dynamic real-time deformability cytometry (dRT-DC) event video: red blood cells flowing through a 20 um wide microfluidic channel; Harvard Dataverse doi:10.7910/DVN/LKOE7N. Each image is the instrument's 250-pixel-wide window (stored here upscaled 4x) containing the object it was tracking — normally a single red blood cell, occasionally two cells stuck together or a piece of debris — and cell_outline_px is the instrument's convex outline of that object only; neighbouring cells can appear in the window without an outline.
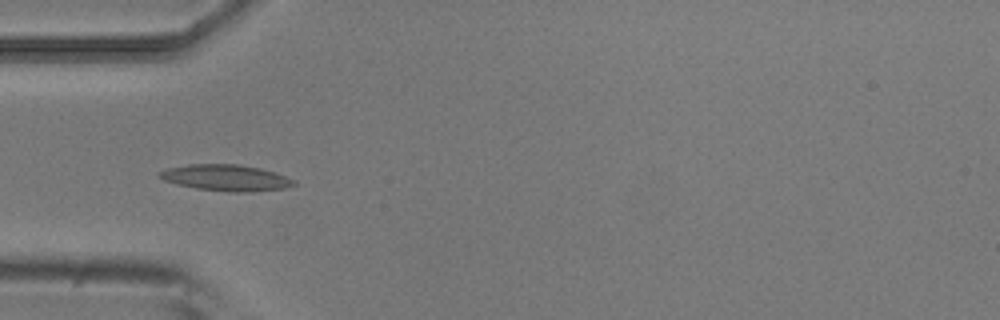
{"species": "common noctule bat (a hibernating species)", "species_latin": "Nyctalus noctula", "temperature_condition": "room temperature", "stored_images_in_passage": 11, "camera_frame_rate_fps": 3000, "um_per_image_px": 0.085, "animal": {"sex": "male", "body_mass_g": 20.5, "forearm_length_mm": 52.5}, "frame": {"image": 1, "passage_image": 1, "time_ms": 0.0, "image_size_px": [1000, 320], "cell_outline_px": [[296, 184], [284, 188], [252, 192], [232, 192], [196, 188], [176, 184], [164, 180], [156, 176], [156, 172], [168, 168], [188, 164], [240, 164], [260, 168], [296, 180]], "centroid_in_image_um": [19.16, 15.1], "position_along_channel_um": 65.8, "area_um2": 20.58}}
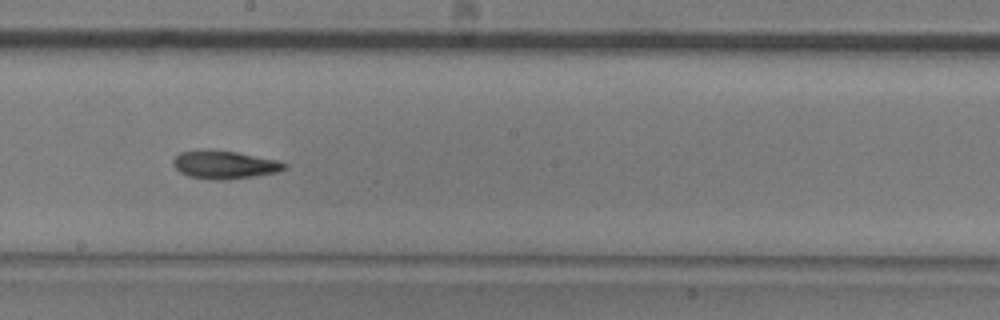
{"frame": {"image": 2, "passage_image": 5, "time_ms": 1.333, "image_size_px": [1000, 320], "cell_outline_px": [[288, 168], [280, 172], [256, 176], [224, 180], [212, 180], [188, 176], [180, 172], [172, 164], [172, 160], [180, 152], [236, 152], [280, 160], [288, 164]], "centroid_in_image_um": [19.18, 14.04], "position_along_channel_um": 229.0, "area_um2": 17.92}}
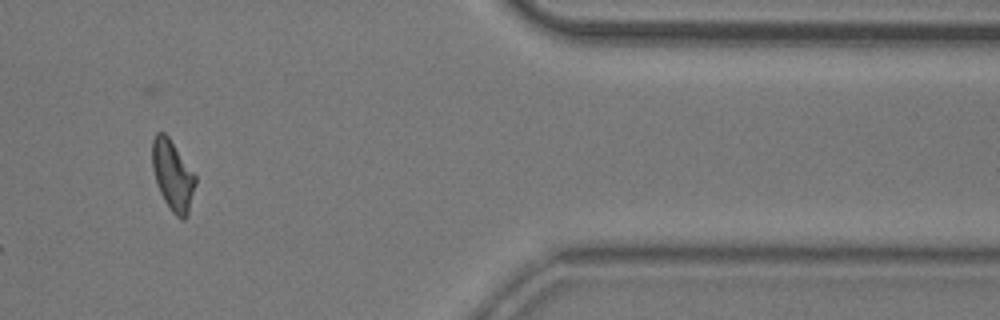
{"frame": {"image": 3, "passage_image": 9, "time_ms": 2.667, "image_size_px": [1000, 320], "cell_outline_px": [[196, 184], [188, 216], [184, 220], [176, 216], [172, 212], [164, 200], [160, 192], [152, 168], [152, 140], [156, 132], [164, 132], [168, 136], [196, 176]], "centroid_in_image_um": [14.68, 14.92], "position_along_channel_um": 396.7, "area_um2": 17.63}}